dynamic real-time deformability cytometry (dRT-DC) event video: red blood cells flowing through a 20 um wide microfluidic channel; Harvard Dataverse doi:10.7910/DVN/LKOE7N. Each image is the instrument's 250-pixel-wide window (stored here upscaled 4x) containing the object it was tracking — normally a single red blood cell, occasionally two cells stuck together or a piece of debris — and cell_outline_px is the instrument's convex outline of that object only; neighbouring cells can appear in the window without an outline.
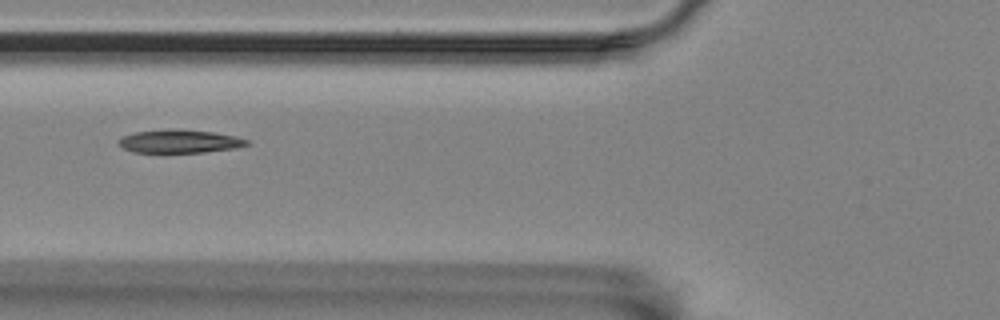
{"species": "Egyptian fruit bat (a non-hibernating species)", "species_latin": "Rousettus aegyptiacus", "temperature_condition": "room temperature", "stored_images_in_passage": 8, "camera_frame_rate_fps": 3000, "um_per_image_px": 0.085, "animal": {"sex": "female"}, "frame": {"image": 1, "passage_image": 7, "time_ms": 7.0, "image_size_px": [1000, 320], "cell_outline_px": [[248, 144], [236, 148], [204, 152], [132, 152], [124, 148], [120, 144], [120, 136], [136, 132], [168, 128], [180, 128], [212, 132], [236, 136], [248, 140]], "centroid_in_image_um": [15.26, 11.99], "position_along_channel_um": 110.5, "area_um2": 17.4}}
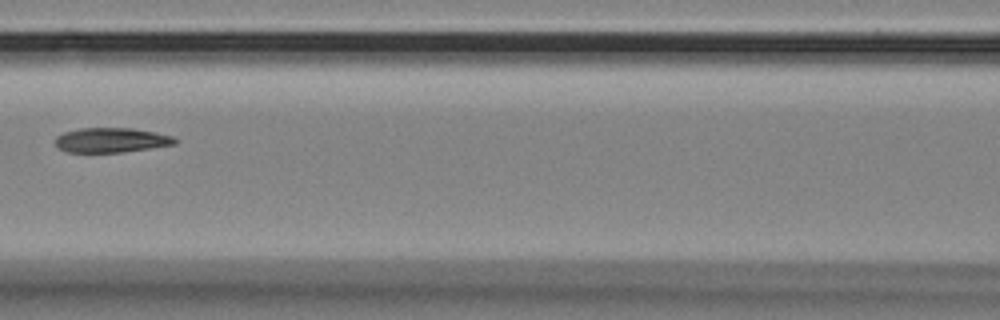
{"frame": {"image": 2, "passage_image": 8, "time_ms": 8.333, "image_size_px": [1000, 320], "cell_outline_px": [[176, 144], [120, 152], [68, 152], [60, 148], [56, 144], [56, 136], [64, 132], [80, 128], [132, 128], [156, 132], [172, 136], [176, 140]], "centroid_in_image_um": [9.45, 11.9], "position_along_channel_um": 157.2, "area_um2": 16.99}}